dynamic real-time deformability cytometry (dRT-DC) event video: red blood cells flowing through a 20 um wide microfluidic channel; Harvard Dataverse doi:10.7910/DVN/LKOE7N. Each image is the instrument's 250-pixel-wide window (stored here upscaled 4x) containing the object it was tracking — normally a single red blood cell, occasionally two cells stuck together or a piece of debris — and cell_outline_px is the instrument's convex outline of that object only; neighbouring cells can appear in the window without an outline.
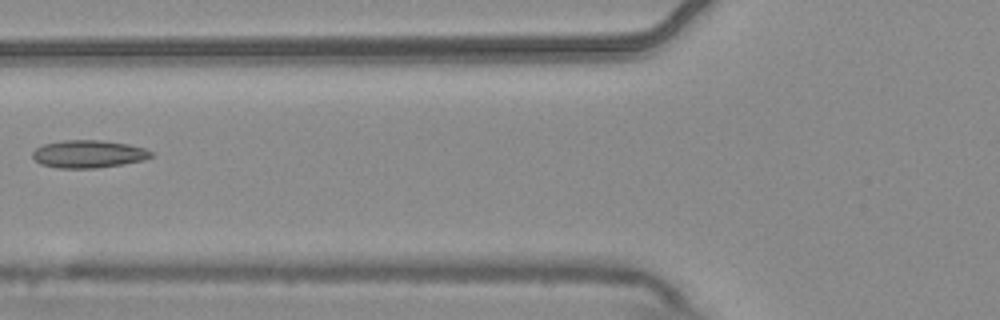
{"species": "common noctule bat (a hibernating species)", "species_latin": "Nyctalus noctula", "temperature_condition": "warm", "stored_images_in_passage": 6, "camera_frame_rate_fps": 3000, "um_per_image_px": 0.085, "animal": {"sex": "male", "body_mass_g": 20.4}, "frame": {"image": 1, "passage_image": 6, "time_ms": 1.667, "image_size_px": [1000, 320], "cell_outline_px": [[152, 156], [144, 160], [124, 164], [96, 168], [56, 168], [40, 164], [32, 156], [32, 152], [36, 148], [44, 144], [64, 140], [100, 140], [128, 144], [144, 148], [152, 152]], "centroid_in_image_um": [7.51, 13.09], "position_along_channel_um": 118.3, "area_um2": 19.13}}